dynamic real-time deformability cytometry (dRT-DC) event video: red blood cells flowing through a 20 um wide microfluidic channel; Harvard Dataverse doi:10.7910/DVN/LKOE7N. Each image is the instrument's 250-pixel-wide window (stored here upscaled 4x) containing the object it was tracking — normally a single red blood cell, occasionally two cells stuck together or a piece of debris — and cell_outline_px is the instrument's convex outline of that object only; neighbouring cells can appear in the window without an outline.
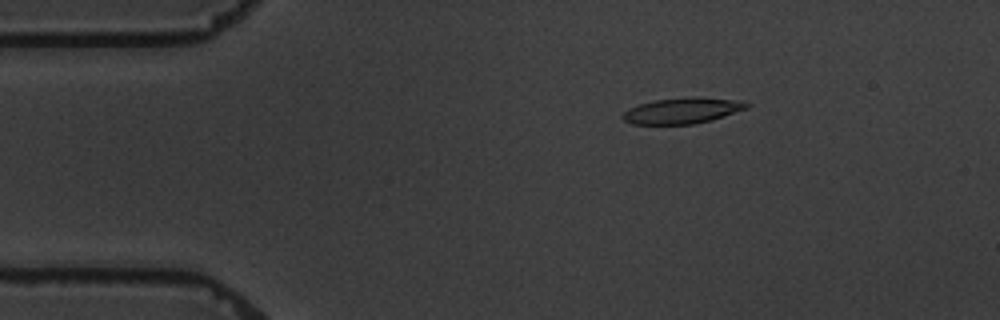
{"species": "common noctule bat (a hibernating species)", "species_latin": "Nyctalus noctula", "temperature_condition": "warm", "stored_images_in_passage": 3, "camera_frame_rate_fps": 3000, "um_per_image_px": 0.085, "animal": {"sex": "male", "body_mass_g": 19.5, "forearm_length_mm": 54.6}, "frame": {"image": 1, "passage_image": 1, "time_ms": 0.0, "image_size_px": [1000, 320], "cell_outline_px": [[752, 104], [748, 108], [712, 120], [692, 124], [632, 124], [624, 120], [620, 116], [628, 108], [652, 100], [692, 96], [696, 96], [744, 100]], "centroid_in_image_um": [58.05, 9.38], "position_along_channel_um": 27.0, "area_um2": 19.07}}
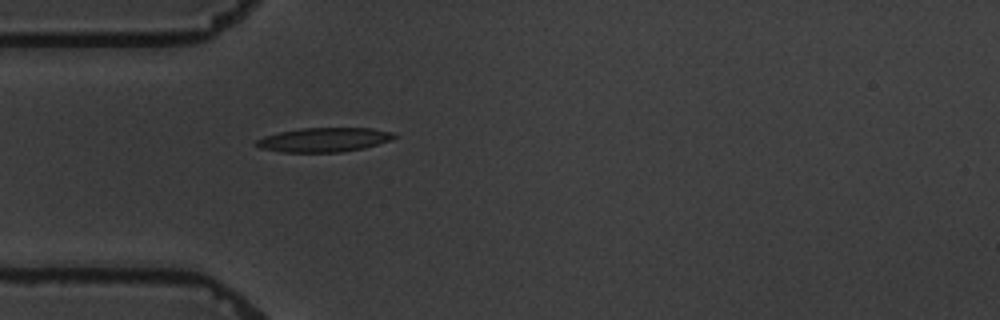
{"frame": {"image": 2, "passage_image": 3, "time_ms": 2.333, "image_size_px": [1000, 320], "cell_outline_px": [[400, 136], [392, 140], [364, 148], [340, 152], [280, 152], [260, 148], [252, 144], [256, 140], [264, 136], [280, 132], [300, 128], [372, 128], [392, 132]], "centroid_in_image_um": [27.54, 11.88], "position_along_channel_um": 57.5, "area_um2": 19.65}}